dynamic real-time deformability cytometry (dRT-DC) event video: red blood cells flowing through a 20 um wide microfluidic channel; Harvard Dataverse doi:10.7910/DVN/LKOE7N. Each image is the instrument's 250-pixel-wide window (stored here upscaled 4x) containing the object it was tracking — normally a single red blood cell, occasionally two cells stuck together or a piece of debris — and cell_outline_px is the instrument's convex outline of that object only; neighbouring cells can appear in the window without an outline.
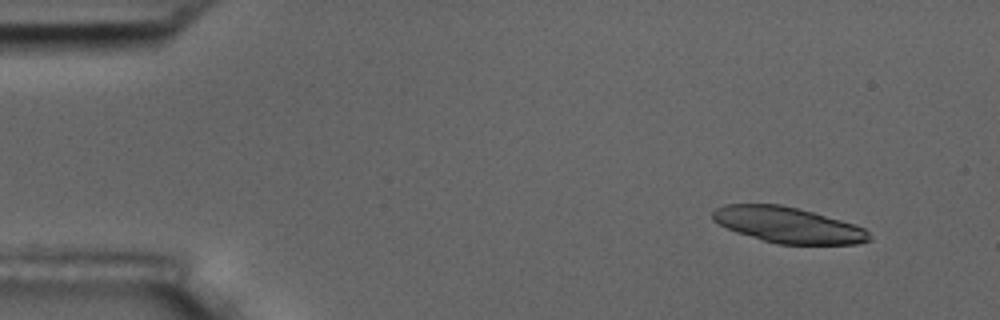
{"species": "common noctule bat (a hibernating species)", "species_latin": "Nyctalus noctula", "temperature_condition": "room temperature", "stored_images_in_passage": 4, "camera_frame_rate_fps": 3000, "um_per_image_px": 0.085, "animal": {"sex": "male", "body_mass_g": 17.5, "forearm_length_mm": 52.3}, "frame": {"image": 1, "passage_image": 1, "time_ms": 0.0, "image_size_px": [1000, 320], "cell_outline_px": [[872, 240], [856, 244], [776, 244], [736, 232], [712, 220], [712, 212], [716, 208], [724, 204], [780, 204], [812, 212], [856, 224], [864, 228], [872, 236]], "centroid_in_image_um": [67.0, 19.13], "position_along_channel_um": 18.0, "area_um2": 32.6}}